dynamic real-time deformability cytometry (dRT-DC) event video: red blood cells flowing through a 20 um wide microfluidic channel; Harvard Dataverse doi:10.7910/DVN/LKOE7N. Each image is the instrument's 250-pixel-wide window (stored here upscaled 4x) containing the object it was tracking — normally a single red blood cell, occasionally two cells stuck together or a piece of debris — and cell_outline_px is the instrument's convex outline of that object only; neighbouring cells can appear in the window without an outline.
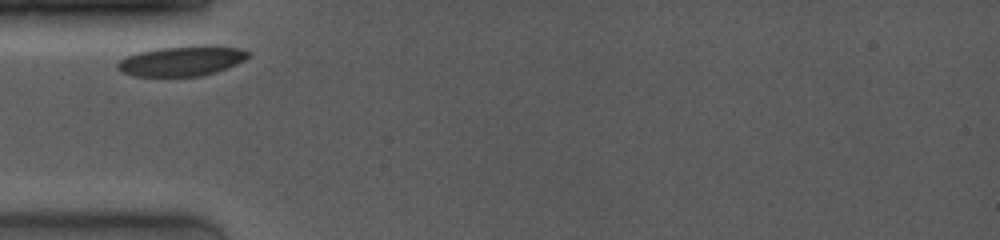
{"species": "common noctule bat (a hibernating species)", "species_latin": "Nyctalus noctula", "temperature_condition": "room temperature", "stored_images_in_passage": 3, "camera_frame_rate_fps": 4000, "um_per_image_px": 0.085, "animal": {"sex": "female", "body_mass_g": 19.0, "forearm_length_mm": 53.3}, "frame": {"image": 1, "passage_image": 1, "time_ms": 0.0, "image_size_px": [1000, 240], "cell_outline_px": [[252, 52], [244, 60], [236, 64], [216, 72], [200, 76], [132, 76], [120, 72], [116, 68], [116, 64], [120, 60], [128, 56], [140, 52], [156, 48], [200, 44], [216, 44], [240, 48]], "centroid_in_image_um": [15.48, 5.15], "position_along_channel_um": 69.5, "area_um2": 23.35}}